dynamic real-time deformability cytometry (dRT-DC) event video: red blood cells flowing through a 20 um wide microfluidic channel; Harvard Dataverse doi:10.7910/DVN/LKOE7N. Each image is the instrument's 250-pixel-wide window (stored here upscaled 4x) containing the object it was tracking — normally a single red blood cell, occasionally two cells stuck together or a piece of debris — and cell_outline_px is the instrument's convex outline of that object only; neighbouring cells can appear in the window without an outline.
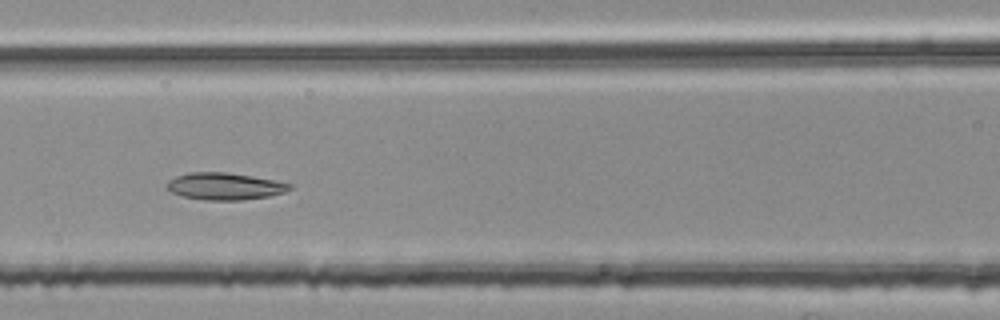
{"species": "common noctule bat (a hibernating species)", "species_latin": "Nyctalus noctula", "temperature_condition": "room temperature", "stored_images_in_passage": 40, "camera_frame_rate_fps": 3000, "um_per_image_px": 0.085, "animal": {"sex": "female", "body_mass_g": 25.1}, "frame": {"image": 1, "passage_image": 13, "time_ms": 4.0, "image_size_px": [1000, 320], "cell_outline_px": [[292, 188], [284, 192], [268, 196], [240, 200], [204, 200], [184, 196], [172, 192], [164, 188], [164, 184], [168, 180], [176, 176], [188, 172], [224, 172], [252, 176], [292, 184]], "centroid_in_image_um": [19.03, 15.83], "position_along_channel_um": 147.6, "area_um2": 19.31}}
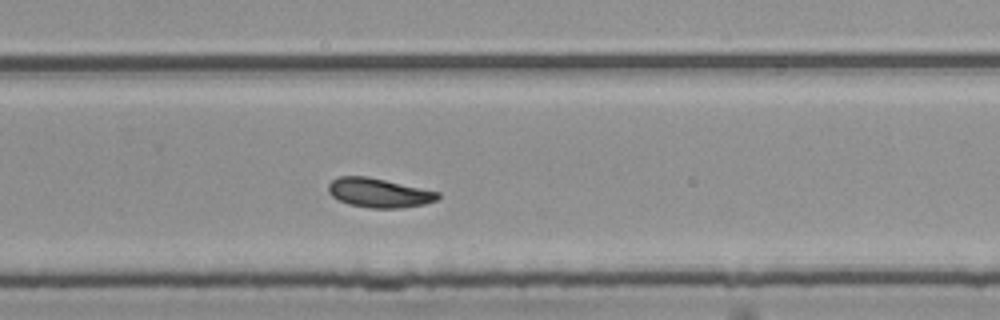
{"frame": {"image": 2, "passage_image": 25, "time_ms": 8.0, "image_size_px": [1000, 320], "cell_outline_px": [[440, 196], [436, 200], [424, 204], [400, 208], [368, 208], [348, 204], [332, 196], [328, 192], [328, 184], [332, 180], [340, 176], [368, 176], [440, 192]], "centroid_in_image_um": [32.2, 16.39], "position_along_channel_um": 297.6, "area_um2": 18.67}}
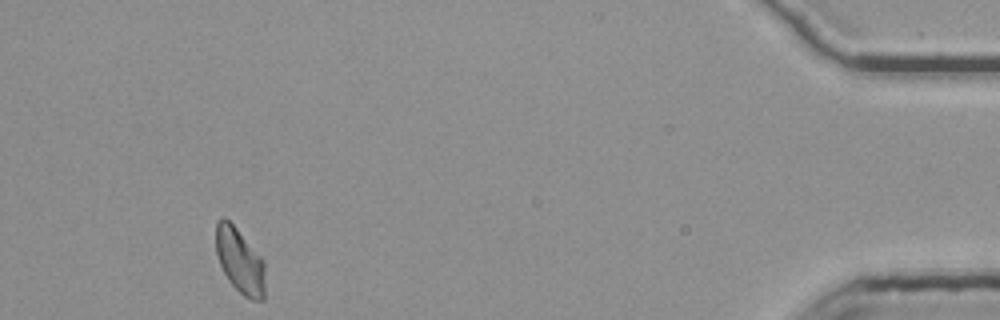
{"frame": {"image": 3, "passage_image": 40, "time_ms": 13.0, "image_size_px": [1000, 320], "cell_outline_px": [[264, 300], [252, 300], [244, 296], [228, 280], [220, 264], [216, 252], [216, 224], [224, 216], [236, 228], [260, 256], [264, 264]], "centroid_in_image_um": [20.38, 22.19], "position_along_channel_um": 414.8, "area_um2": 18.26}, "authors_computed_cell_mechanics": {"area_um2": 18.6405, "velocity_mm_per_s": 3.7713, "shape_relaxation_time_tau1_ms": 4.3299, "shape_relaxation_time_tau2_ms": 7.0297, "deformation_change_tau1": 0.1283, "deformation_change_tau2": 0.1156}}